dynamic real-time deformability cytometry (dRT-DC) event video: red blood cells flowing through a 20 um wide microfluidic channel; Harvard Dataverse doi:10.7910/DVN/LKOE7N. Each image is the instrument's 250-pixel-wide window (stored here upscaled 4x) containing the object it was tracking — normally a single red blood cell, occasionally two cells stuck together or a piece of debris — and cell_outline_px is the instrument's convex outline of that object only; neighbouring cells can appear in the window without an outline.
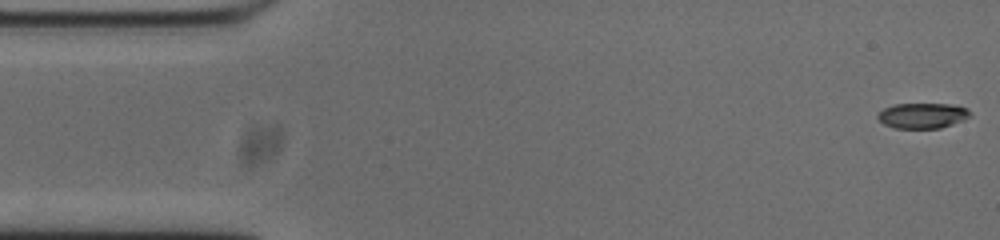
{"species": "common noctule bat (a hibernating species)", "species_latin": "Nyctalus noctula", "temperature_condition": "cold", "stored_images_in_passage": 53, "camera_frame_rate_fps": 3000, "um_per_image_px": 0.085, "animal": {"sex": "male", "body_mass_g": 20.0, "forearm_length_mm": 53.3}, "frame": {"image": 1, "passage_image": 1, "time_ms": 0.0, "image_size_px": [1000, 240], "cell_outline_px": [[968, 116], [964, 120], [940, 128], [892, 128], [884, 124], [876, 116], [884, 108], [896, 104], [948, 104], [968, 108]], "centroid_in_image_um": [78.38, 9.83], "position_along_channel_um": 6.6, "area_um2": 13.47}}
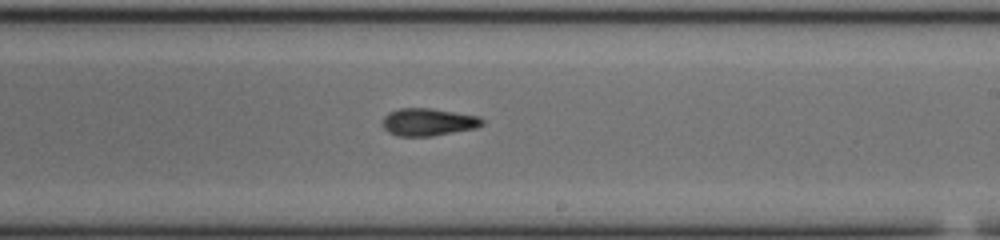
{"frame": {"image": 2, "passage_image": 30, "time_ms": 9.667, "image_size_px": [1000, 240], "cell_outline_px": [[484, 124], [476, 128], [432, 136], [396, 136], [388, 132], [384, 128], [384, 116], [388, 112], [400, 108], [432, 108], [480, 116], [484, 120]], "centroid_in_image_um": [36.42, 10.37], "position_along_channel_um": 252.6, "area_um2": 16.07}}
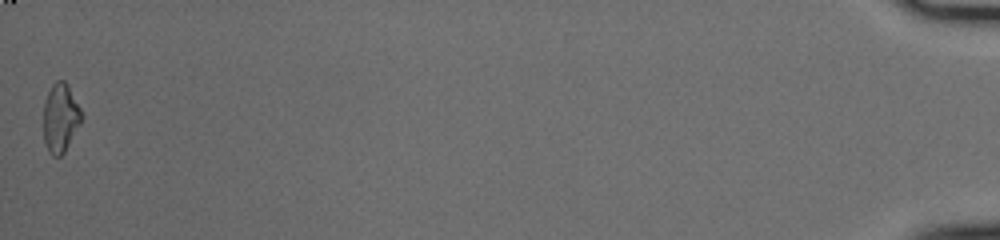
{"frame": {"image": 3, "passage_image": 53, "time_ms": 17.333, "image_size_px": [1000, 240], "cell_outline_px": [[80, 124], [64, 152], [60, 156], [52, 156], [48, 152], [44, 140], [44, 100], [52, 84], [56, 80], [64, 80], [68, 84], [80, 108]], "centroid_in_image_um": [5.11, 10.0], "position_along_channel_um": 430.1, "area_um2": 15.09}, "authors_computed_cell_mechanics": {"area_um2": 15.2592, "velocity_mm_per_s": 3.7656, "shape_relaxation_time_tau1_ms": 4.3302, "shape_relaxation_time_tau2_ms": 7.2122, "deformation_change_tau1": 0.1817, "deformation_change_tau2": 0.1864}}